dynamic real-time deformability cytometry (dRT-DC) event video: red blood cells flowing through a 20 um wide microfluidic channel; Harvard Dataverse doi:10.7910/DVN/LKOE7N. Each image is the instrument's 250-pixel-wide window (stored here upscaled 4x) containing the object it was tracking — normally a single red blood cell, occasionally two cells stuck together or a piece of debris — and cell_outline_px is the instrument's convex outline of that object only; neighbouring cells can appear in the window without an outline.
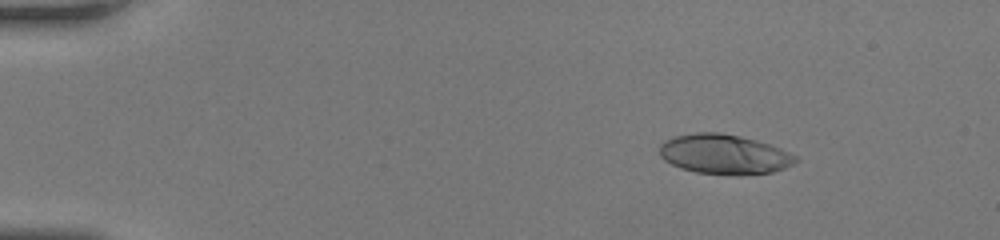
{"species": "human", "species_latin": "Homo sapiens", "temperature_condition": "room temperature", "stored_images_in_passage": 50, "camera_frame_rate_fps": 3000, "um_per_image_px": 0.085, "donor": {"sex": "female"}, "frame": {"image": 1, "passage_image": 7, "time_ms": 2.0, "image_size_px": [1000, 240], "cell_outline_px": [[800, 160], [784, 168], [772, 172], [732, 176], [696, 172], [680, 168], [664, 160], [660, 156], [660, 144], [664, 140], [676, 136], [696, 132], [720, 132], [740, 136], [756, 140], [780, 148], [796, 156]], "centroid_in_image_um": [61.54, 13.12], "position_along_channel_um": 23.5, "area_um2": 31.67}}
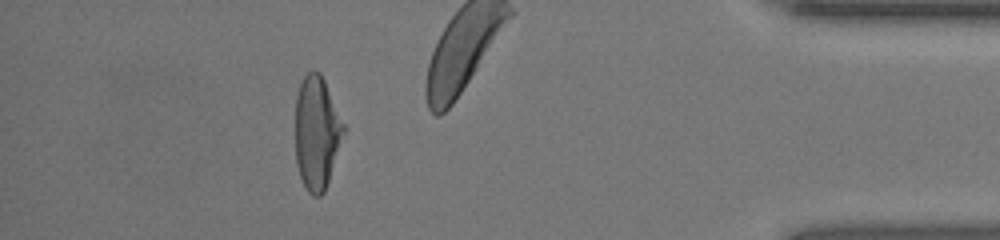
{"frame": {"image": 2, "passage_image": 45, "time_ms": 14.667, "image_size_px": [1000, 240], "cell_outline_px": [[344, 132], [324, 192], [320, 196], [312, 196], [308, 192], [300, 176], [296, 164], [296, 96], [300, 84], [304, 76], [312, 68], [320, 72], [324, 80], [344, 124]], "centroid_in_image_um": [26.9, 11.26], "position_along_channel_um": 408.3, "area_um2": 31.44}, "authors_computed_cell_mechanics": {"area_um2": 31.9923, "velocity_mm_per_s": 4.2302, "shape_relaxation_time_tau1_ms": 6.1827, "shape_relaxation_time_tau2_ms": 0.9236, "deformation_change_tau1": 0.2557, "deformation_change_tau2": 0.0771}}